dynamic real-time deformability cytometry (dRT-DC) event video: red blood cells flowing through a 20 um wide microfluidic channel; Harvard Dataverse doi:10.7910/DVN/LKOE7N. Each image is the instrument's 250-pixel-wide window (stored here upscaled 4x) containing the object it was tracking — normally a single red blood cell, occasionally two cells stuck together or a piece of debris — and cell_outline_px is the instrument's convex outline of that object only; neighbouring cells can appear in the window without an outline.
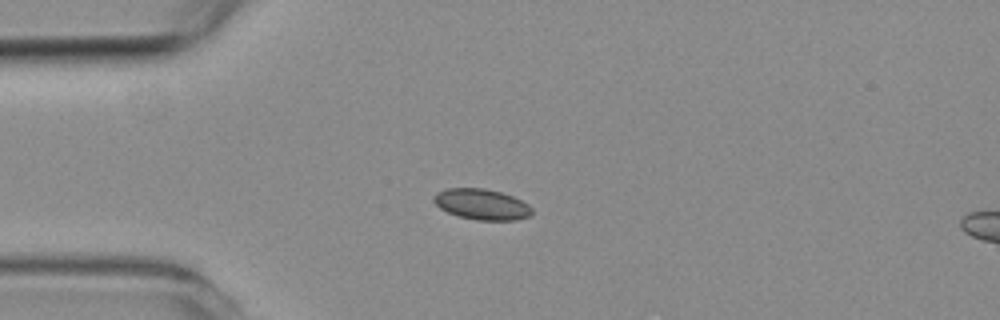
{"species": "common noctule bat (a hibernating species)", "species_latin": "Nyctalus noctula", "temperature_condition": "room temperature", "stored_images_in_passage": 2, "camera_frame_rate_fps": 3000, "um_per_image_px": 0.085, "animal": {"sex": "female", "body_mass_g": 19.3, "forearm_length_mm": 54.1}, "frame": {"image": 1, "passage_image": 1, "time_ms": 0.0, "image_size_px": [1000, 320], "cell_outline_px": [[532, 212], [528, 216], [516, 220], [476, 220], [460, 216], [448, 212], [440, 208], [432, 200], [432, 196], [436, 192], [448, 188], [484, 188], [500, 192], [512, 196], [528, 204], [532, 208]], "centroid_in_image_um": [40.92, 17.36], "position_along_channel_um": 44.1, "area_um2": 17.51}}